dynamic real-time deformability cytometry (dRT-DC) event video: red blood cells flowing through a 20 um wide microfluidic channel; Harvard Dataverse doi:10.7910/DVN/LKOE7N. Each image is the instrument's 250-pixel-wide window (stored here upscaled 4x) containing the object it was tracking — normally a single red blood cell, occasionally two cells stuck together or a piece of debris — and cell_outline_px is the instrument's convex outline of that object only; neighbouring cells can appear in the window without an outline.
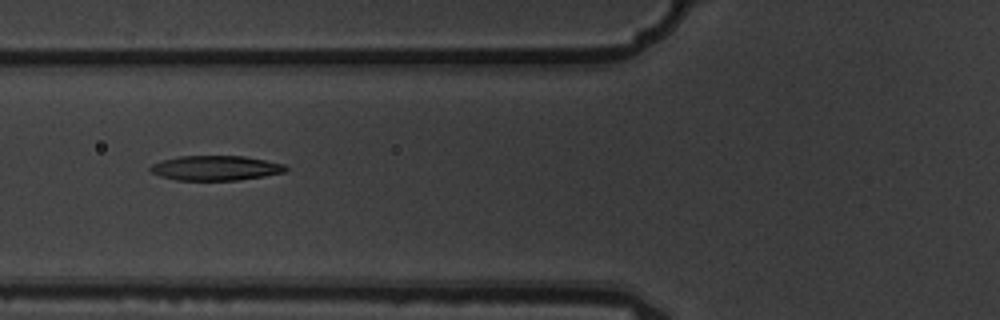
{"species": "common noctule bat (a hibernating species)", "species_latin": "Nyctalus noctula", "temperature_condition": "warm", "stored_images_in_passage": 9, "camera_frame_rate_fps": 3000, "um_per_image_px": 0.085, "animal": {"sex": "male", "body_mass_g": 19.5, "forearm_length_mm": 54.6}, "frame": {"image": 1, "passage_image": 7, "time_ms": 2.0, "image_size_px": [1000, 320], "cell_outline_px": [[288, 172], [240, 180], [176, 180], [160, 176], [152, 172], [148, 168], [152, 164], [160, 160], [180, 156], [244, 156], [284, 164], [288, 168]], "centroid_in_image_um": [18.33, 14.28], "position_along_channel_um": 107.5, "area_um2": 19.65}}
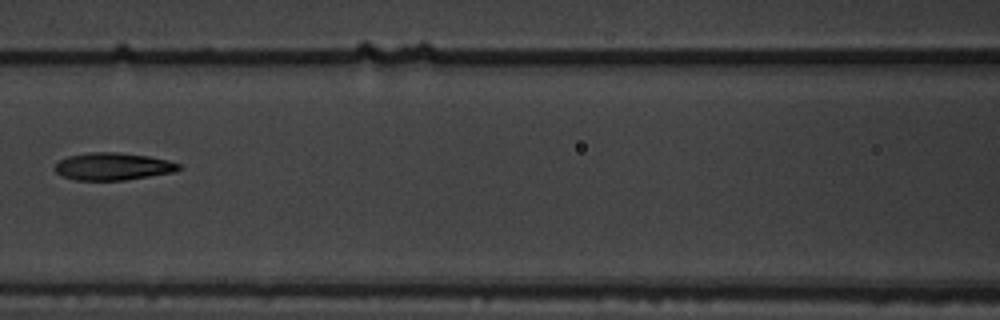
{"frame": {"image": 2, "passage_image": 8, "time_ms": 2.333, "image_size_px": [1000, 320], "cell_outline_px": [[184, 168], [176, 172], [124, 180], [72, 180], [60, 176], [52, 168], [60, 160], [68, 156], [88, 152], [116, 152], [148, 156], [168, 160], [180, 164]], "centroid_in_image_um": [9.59, 14.15], "position_along_channel_um": 157.0, "area_um2": 20.06}}
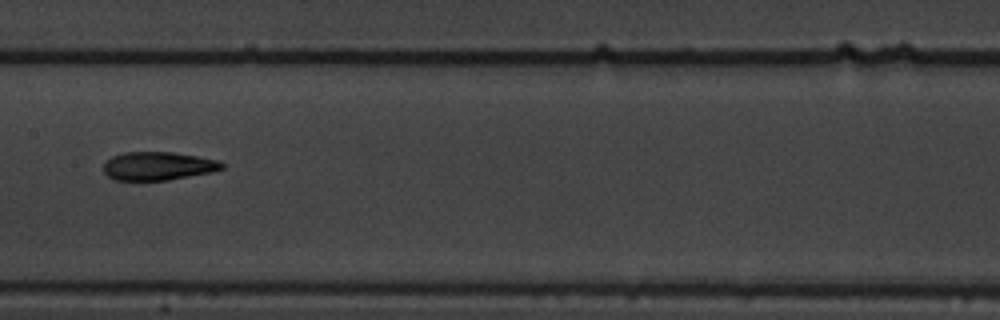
{"frame": {"image": 3, "passage_image": 9, "time_ms": 2.667, "image_size_px": [1000, 320], "cell_outline_px": [[224, 168], [212, 172], [168, 180], [116, 180], [108, 176], [104, 172], [104, 164], [112, 156], [124, 152], [172, 152], [196, 156], [216, 160], [224, 164]], "centroid_in_image_um": [13.43, 14.11], "position_along_channel_um": 194.0, "area_um2": 19.42}}